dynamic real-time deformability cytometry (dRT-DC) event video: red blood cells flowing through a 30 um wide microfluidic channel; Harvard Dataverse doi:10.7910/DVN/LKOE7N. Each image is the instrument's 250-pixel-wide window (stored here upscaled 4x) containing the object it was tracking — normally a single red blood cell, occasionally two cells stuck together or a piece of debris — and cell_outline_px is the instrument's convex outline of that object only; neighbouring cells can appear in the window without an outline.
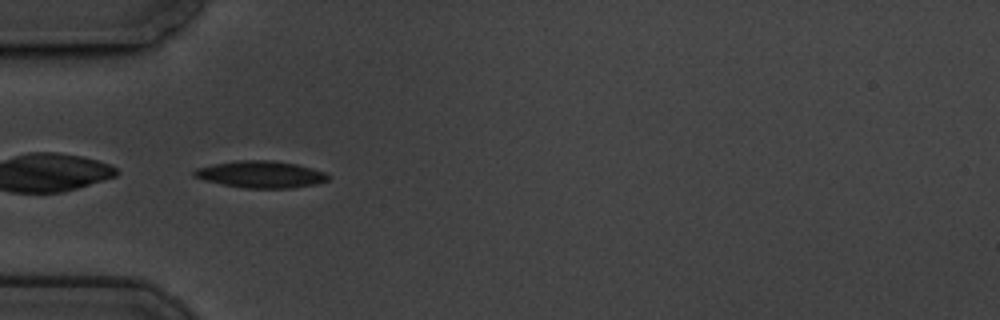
{"species": "common noctule bat (a hibernating species)", "species_latin": "Nyctalus noctula", "temperature_condition": "cold", "stored_images_in_passage": 42, "camera_frame_rate_fps": 3000, "um_per_image_px": 0.085, "animal": {"sex": "male", "body_mass_g": 19.5, "forearm_length_mm": 54.6}, "frame": {"image": 1, "passage_image": 1, "time_ms": 0.0, "image_size_px": [1000, 320], "cell_outline_px": [[328, 180], [316, 184], [292, 188], [244, 188], [204, 180], [192, 176], [192, 172], [196, 168], [212, 164], [236, 160], [272, 160], [296, 164], [312, 168], [324, 172], [328, 176]], "centroid_in_image_um": [22.13, 14.81], "position_along_channel_um": 62.9, "area_um2": 20.98}}
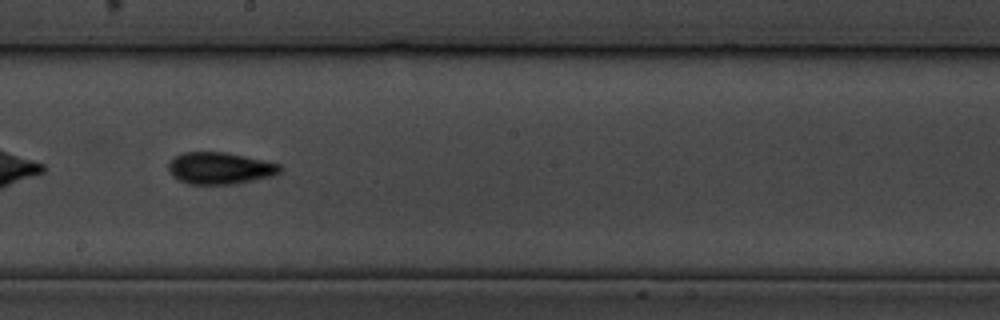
{"frame": {"image": 2, "passage_image": 16, "time_ms": 5.0, "image_size_px": [1000, 320], "cell_outline_px": [[284, 172], [272, 176], [236, 184], [188, 184], [176, 180], [172, 176], [168, 168], [168, 160], [184, 152], [224, 152], [264, 160], [280, 164], [284, 168]], "centroid_in_image_um": [18.71, 14.31], "position_along_channel_um": 229.5, "area_um2": 21.04}}
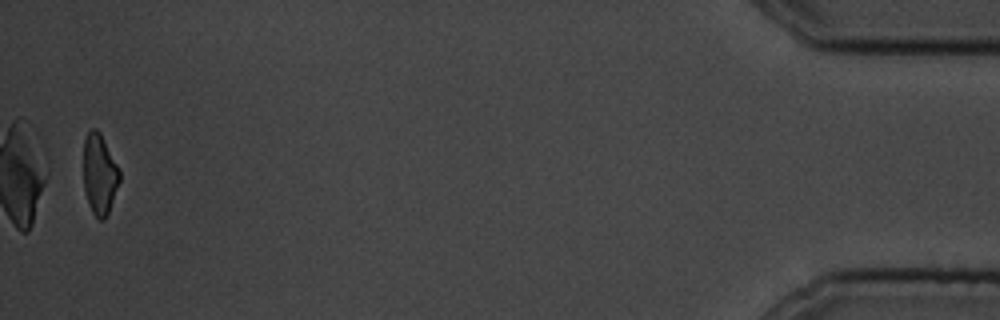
{"frame": {"image": 3, "passage_image": 41, "time_ms": 13.333, "image_size_px": [1000, 320], "cell_outline_px": [[120, 180], [108, 212], [104, 220], [100, 220], [92, 212], [88, 204], [84, 188], [84, 140], [88, 132], [92, 128], [96, 128], [100, 132], [120, 172]], "centroid_in_image_um": [8.45, 14.81], "position_along_channel_um": 426.8, "area_um2": 16.65}, "authors_computed_cell_mechanics": {"area_um2": 19.6231, "velocity_mm_per_s": 3.3794, "shape_relaxation_time_tau1_ms": 3.8921, "shape_relaxation_time_tau2_ms": 2.0788, "deformation_change_tau1": 0.1452, "deformation_change_tau2": 0.0811}}